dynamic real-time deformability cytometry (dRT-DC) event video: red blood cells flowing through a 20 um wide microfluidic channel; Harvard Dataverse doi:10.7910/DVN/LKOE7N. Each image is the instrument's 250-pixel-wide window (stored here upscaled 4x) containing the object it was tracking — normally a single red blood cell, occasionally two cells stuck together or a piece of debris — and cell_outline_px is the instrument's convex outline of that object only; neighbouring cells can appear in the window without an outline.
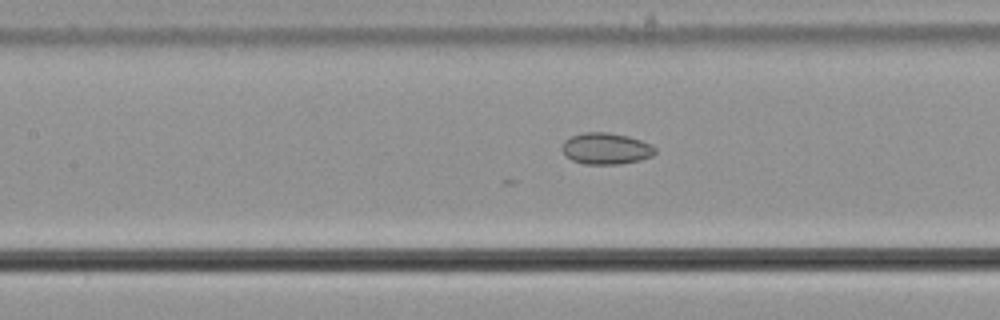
{"species": "common noctule bat (a hibernating species)", "species_latin": "Nyctalus noctula", "temperature_condition": "cold", "stored_images_in_passage": 42, "camera_frame_rate_fps": 3000, "um_per_image_px": 0.085, "animal": {"sex": "male", "body_mass_g": 21.5, "forearm_length_mm": 52.0}, "frame": {"image": 1, "passage_image": 17, "time_ms": 5.333, "image_size_px": [1000, 320], "cell_outline_px": [[656, 152], [652, 156], [640, 160], [620, 164], [584, 164], [572, 160], [564, 156], [560, 148], [564, 140], [572, 136], [584, 132], [608, 132], [628, 136], [652, 144], [656, 148]], "centroid_in_image_um": [51.49, 12.63], "position_along_channel_um": 155.9, "area_um2": 17.28}}
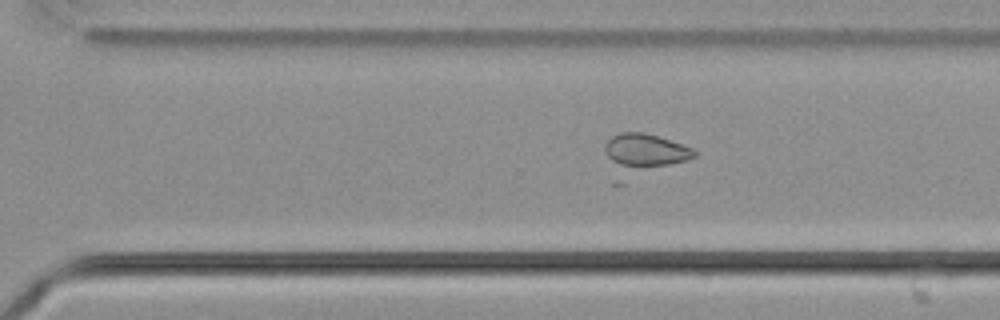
{"frame": {"image": 2, "passage_image": 30, "time_ms": 9.667, "image_size_px": [1000, 320], "cell_outline_px": [[696, 156], [684, 160], [668, 164], [624, 168], [620, 168], [604, 152], [604, 148], [608, 140], [612, 136], [620, 132], [644, 132], [692, 148], [696, 152]], "centroid_in_image_um": [54.81, 12.77], "position_along_channel_um": 315.8, "area_um2": 16.88}}
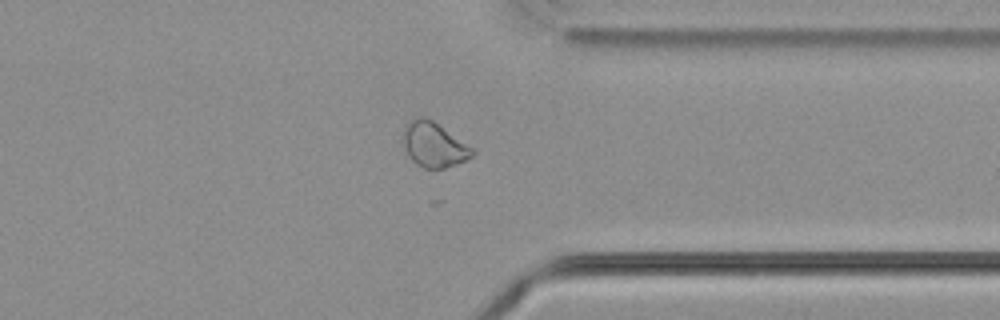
{"frame": {"image": 3, "passage_image": 35, "time_ms": 11.333, "image_size_px": [1000, 320], "cell_outline_px": [[476, 152], [472, 156], [456, 164], [444, 168], [424, 168], [416, 164], [408, 156], [404, 144], [404, 128], [408, 120], [416, 116], [424, 116], [432, 120], [472, 148]], "centroid_in_image_um": [36.85, 12.28], "position_along_channel_um": 374.6, "area_um2": 17.8}}